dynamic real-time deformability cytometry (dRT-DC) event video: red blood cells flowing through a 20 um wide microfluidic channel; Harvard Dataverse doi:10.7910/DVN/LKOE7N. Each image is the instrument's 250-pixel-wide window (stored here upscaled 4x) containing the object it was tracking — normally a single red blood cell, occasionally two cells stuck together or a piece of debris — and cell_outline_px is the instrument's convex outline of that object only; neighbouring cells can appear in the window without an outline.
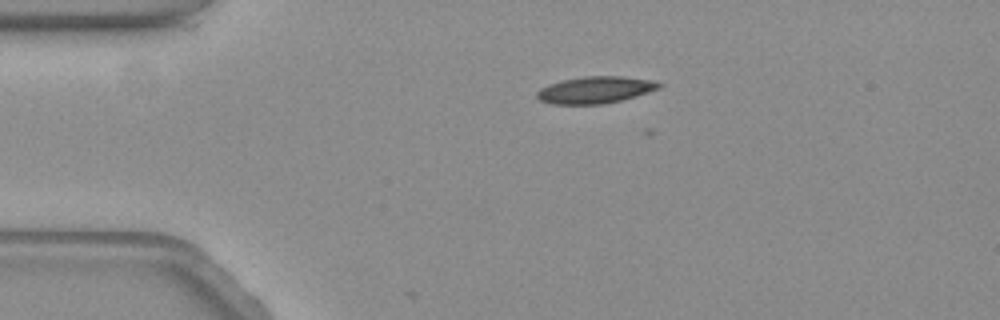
{"species": "common noctule bat (a hibernating species)", "species_latin": "Nyctalus noctula", "temperature_condition": "warm", "stored_images_in_passage": 8, "camera_frame_rate_fps": 3000, "um_per_image_px": 0.085, "animal": {"sex": "female", "body_mass_g": 19.3, "forearm_length_mm": 54.1}, "frame": {"image": 1, "passage_image": 4, "time_ms": 1.0, "image_size_px": [1000, 320], "cell_outline_px": [[664, 84], [660, 88], [648, 92], [620, 100], [604, 104], [552, 104], [540, 100], [536, 96], [536, 92], [540, 88], [548, 84], [564, 80], [584, 76], [624, 76], [652, 80]], "centroid_in_image_um": [50.6, 7.63], "position_along_channel_um": 34.4, "area_um2": 19.07}}